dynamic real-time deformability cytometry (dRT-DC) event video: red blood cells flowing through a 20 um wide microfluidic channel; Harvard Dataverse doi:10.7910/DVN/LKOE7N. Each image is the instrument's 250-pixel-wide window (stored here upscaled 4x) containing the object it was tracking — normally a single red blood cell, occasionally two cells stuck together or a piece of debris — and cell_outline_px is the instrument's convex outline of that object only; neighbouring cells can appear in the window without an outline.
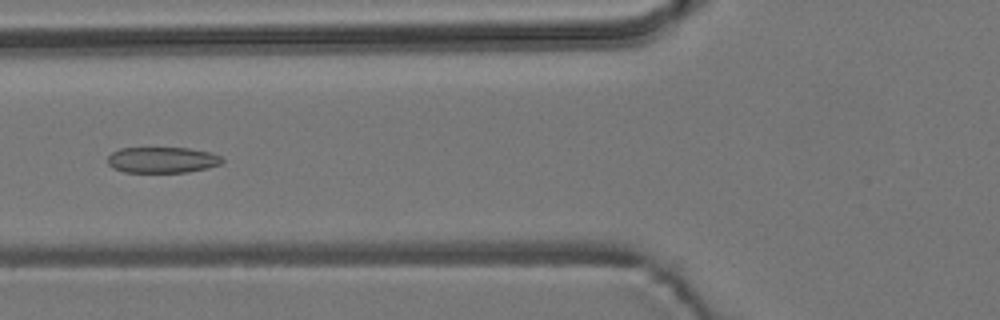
{"species": "common noctule bat (a hibernating species)", "species_latin": "Nyctalus noctula", "temperature_condition": "room temperature", "stored_images_in_passage": 5, "camera_frame_rate_fps": 3000, "um_per_image_px": 0.085, "animal": {"sex": "male", "body_mass_g": 19.2, "forearm_length_mm": 51.8}, "frame": {"image": 1, "passage_image": 5, "time_ms": 4.667, "image_size_px": [1000, 320], "cell_outline_px": [[224, 160], [220, 164], [208, 168], [188, 172], [124, 172], [112, 168], [108, 164], [108, 156], [112, 152], [120, 148], [188, 148], [212, 152], [220, 156]], "centroid_in_image_um": [13.79, 13.59], "position_along_channel_um": 112.0, "area_um2": 17.4}}